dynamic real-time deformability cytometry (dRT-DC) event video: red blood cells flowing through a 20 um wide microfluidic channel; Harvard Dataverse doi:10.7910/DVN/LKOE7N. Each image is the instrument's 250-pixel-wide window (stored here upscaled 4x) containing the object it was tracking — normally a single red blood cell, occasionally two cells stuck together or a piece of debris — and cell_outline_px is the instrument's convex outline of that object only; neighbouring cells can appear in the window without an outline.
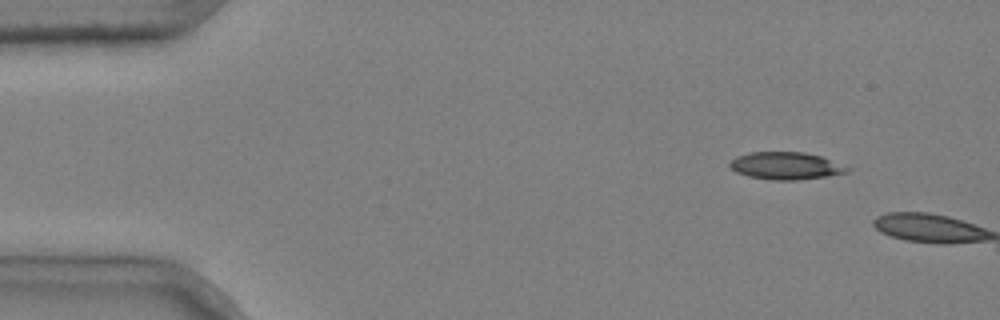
{"species": "common noctule bat (a hibernating species)", "species_latin": "Nyctalus noctula", "temperature_condition": "cold", "stored_images_in_passage": 3, "segment_of_instrument_passage": [2, 2], "camera_frame_rate_fps": 3000, "um_per_image_px": 0.085, "animal": {"sex": "male", "body_mass_g": 20.4}, "frame": {"image": 1, "passage_image": 3, "time_ms": 0.667, "image_size_px": [1000, 320], "cell_outline_px": [[852, 168], [848, 172], [824, 176], [796, 180], [772, 180], [748, 176], [736, 172], [728, 164], [736, 156], [748, 152], [804, 152], [820, 156]], "centroid_in_image_um": [66.77, 14.09], "position_along_channel_um": 18.2, "area_um2": 18.61}}